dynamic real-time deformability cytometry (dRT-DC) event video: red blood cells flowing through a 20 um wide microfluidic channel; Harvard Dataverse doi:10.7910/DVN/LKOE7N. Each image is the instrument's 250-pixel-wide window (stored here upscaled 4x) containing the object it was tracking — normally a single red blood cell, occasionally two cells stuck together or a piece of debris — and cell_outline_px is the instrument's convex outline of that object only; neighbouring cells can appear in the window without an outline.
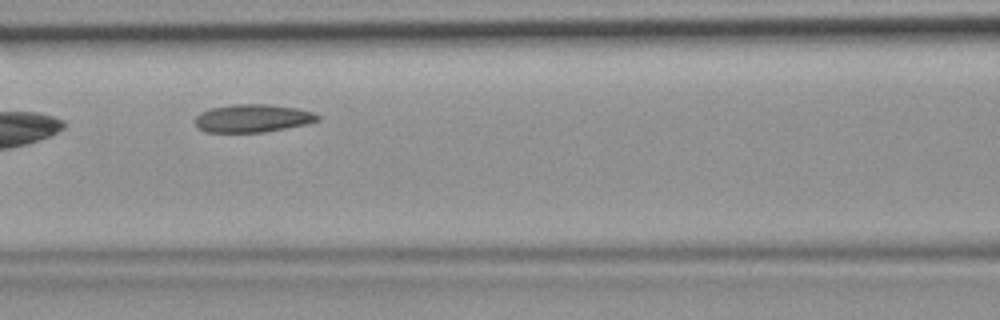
{"species": "common noctule bat (a hibernating species)", "species_latin": "Nyctalus noctula", "temperature_condition": "room temperature", "stored_images_in_passage": 4, "camera_frame_rate_fps": 3000, "um_per_image_px": 0.085, "animal": {"sex": "female", "body_mass_g": 19.9}, "frame": {"image": 1, "passage_image": 4, "time_ms": 1.0, "image_size_px": [1000, 320], "cell_outline_px": [[320, 120], [304, 124], [264, 132], [204, 132], [196, 128], [196, 116], [200, 112], [212, 108], [232, 104], [268, 104], [296, 108], [312, 112], [320, 116]], "centroid_in_image_um": [21.44, 10.05], "position_along_channel_um": 145.2, "area_um2": 19.88}}